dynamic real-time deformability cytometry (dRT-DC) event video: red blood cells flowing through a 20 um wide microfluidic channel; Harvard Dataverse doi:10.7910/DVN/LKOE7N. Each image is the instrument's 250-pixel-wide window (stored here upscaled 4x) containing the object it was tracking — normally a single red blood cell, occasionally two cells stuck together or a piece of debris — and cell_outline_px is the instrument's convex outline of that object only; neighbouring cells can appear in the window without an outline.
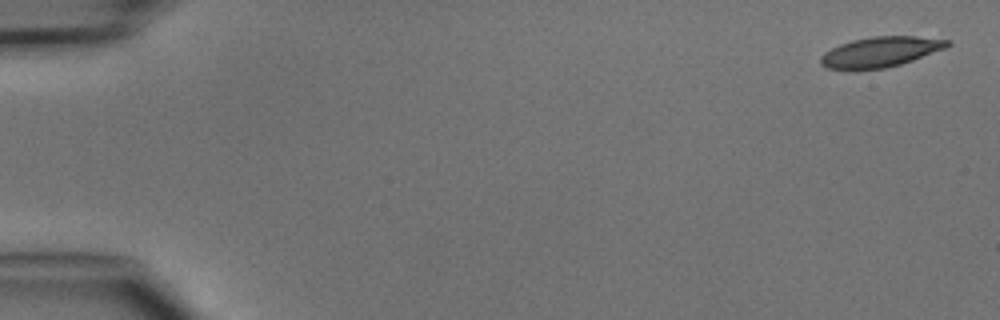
{"species": "common noctule bat (a hibernating species)", "species_latin": "Nyctalus noctula", "temperature_condition": "cold", "stored_images_in_passage": 5, "camera_frame_rate_fps": 3000, "um_per_image_px": 0.085, "animal": {"sex": "male", "body_mass_g": 15.6}, "frame": {"image": 1, "passage_image": 1, "time_ms": 0.0, "image_size_px": [1000, 320], "cell_outline_px": [[952, 44], [944, 48], [912, 60], [900, 64], [884, 68], [848, 72], [828, 68], [820, 64], [820, 56], [824, 52], [840, 44], [852, 40], [872, 36], [916, 36], [948, 40]], "centroid_in_image_um": [74.74, 4.44], "position_along_channel_um": 10.3, "area_um2": 22.6}}
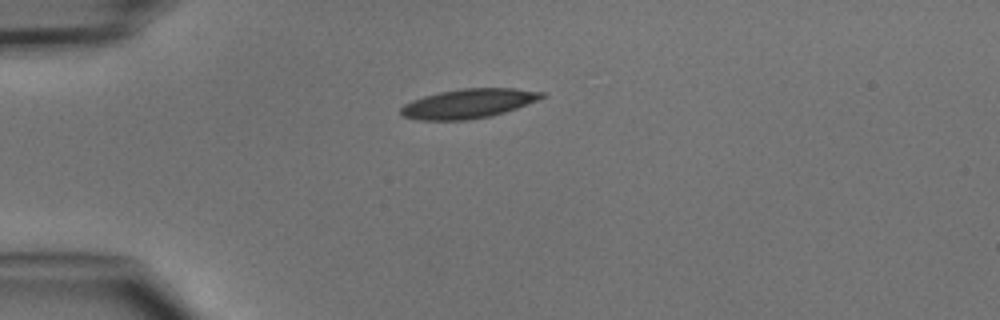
{"frame": {"image": 2, "passage_image": 4, "time_ms": 3.667, "image_size_px": [1000, 320], "cell_outline_px": [[544, 96], [536, 100], [516, 108], [492, 116], [468, 120], [416, 120], [404, 116], [400, 112], [400, 108], [404, 104], [412, 100], [424, 96], [440, 92], [460, 88], [516, 88], [544, 92]], "centroid_in_image_um": [39.78, 8.8], "position_along_channel_um": 45.2, "area_um2": 24.04}}
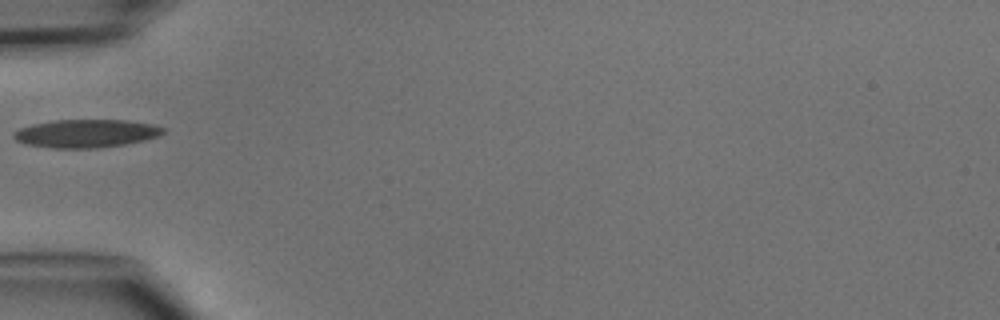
{"frame": {"image": 3, "passage_image": 5, "time_ms": 5.0, "image_size_px": [1000, 320], "cell_outline_px": [[164, 132], [160, 136], [144, 140], [124, 144], [96, 148], [52, 148], [28, 144], [16, 140], [12, 136], [12, 132], [20, 128], [32, 124], [56, 120], [128, 120], [152, 124], [164, 128]], "centroid_in_image_um": [7.32, 11.34], "position_along_channel_um": 77.7, "area_um2": 24.45}}